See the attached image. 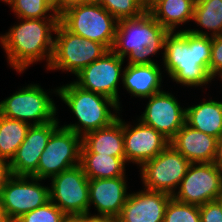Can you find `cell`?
<instances>
[{
	"label": "cell",
	"instance_id": "obj_1",
	"mask_svg": "<svg viewBox=\"0 0 222 222\" xmlns=\"http://www.w3.org/2000/svg\"><path fill=\"white\" fill-rule=\"evenodd\" d=\"M212 37L203 30L185 29L165 37L163 63L176 83L198 87L213 79L209 75Z\"/></svg>",
	"mask_w": 222,
	"mask_h": 222
},
{
	"label": "cell",
	"instance_id": "obj_2",
	"mask_svg": "<svg viewBox=\"0 0 222 222\" xmlns=\"http://www.w3.org/2000/svg\"><path fill=\"white\" fill-rule=\"evenodd\" d=\"M21 23L14 25L0 36V42L7 54L9 64L17 71L23 72L36 61L46 59L47 68L50 65L54 39L59 19H20Z\"/></svg>",
	"mask_w": 222,
	"mask_h": 222
},
{
	"label": "cell",
	"instance_id": "obj_3",
	"mask_svg": "<svg viewBox=\"0 0 222 222\" xmlns=\"http://www.w3.org/2000/svg\"><path fill=\"white\" fill-rule=\"evenodd\" d=\"M168 33L169 31L146 11L138 17L118 21L112 51L123 59L129 55L128 64H157L149 56L164 49Z\"/></svg>",
	"mask_w": 222,
	"mask_h": 222
},
{
	"label": "cell",
	"instance_id": "obj_4",
	"mask_svg": "<svg viewBox=\"0 0 222 222\" xmlns=\"http://www.w3.org/2000/svg\"><path fill=\"white\" fill-rule=\"evenodd\" d=\"M55 92L74 113L78 120L76 124H68L63 127L74 131L80 136L86 133L104 128L112 124L119 117L111 113L109 107L120 111L119 104L106 96L86 91L74 82L55 89Z\"/></svg>",
	"mask_w": 222,
	"mask_h": 222
},
{
	"label": "cell",
	"instance_id": "obj_5",
	"mask_svg": "<svg viewBox=\"0 0 222 222\" xmlns=\"http://www.w3.org/2000/svg\"><path fill=\"white\" fill-rule=\"evenodd\" d=\"M59 22L68 31L112 50L118 21L102 5L71 6L59 14Z\"/></svg>",
	"mask_w": 222,
	"mask_h": 222
},
{
	"label": "cell",
	"instance_id": "obj_6",
	"mask_svg": "<svg viewBox=\"0 0 222 222\" xmlns=\"http://www.w3.org/2000/svg\"><path fill=\"white\" fill-rule=\"evenodd\" d=\"M55 34L53 54L47 70L60 69L76 76L84 67L109 51L103 44L68 31L60 22Z\"/></svg>",
	"mask_w": 222,
	"mask_h": 222
},
{
	"label": "cell",
	"instance_id": "obj_7",
	"mask_svg": "<svg viewBox=\"0 0 222 222\" xmlns=\"http://www.w3.org/2000/svg\"><path fill=\"white\" fill-rule=\"evenodd\" d=\"M82 136L63 126H58L51 134L40 155L38 168L31 175L45 180L62 171L80 164Z\"/></svg>",
	"mask_w": 222,
	"mask_h": 222
},
{
	"label": "cell",
	"instance_id": "obj_8",
	"mask_svg": "<svg viewBox=\"0 0 222 222\" xmlns=\"http://www.w3.org/2000/svg\"><path fill=\"white\" fill-rule=\"evenodd\" d=\"M57 109L50 96L37 84H30L0 102V114L31 125L58 121ZM29 120V121H28Z\"/></svg>",
	"mask_w": 222,
	"mask_h": 222
},
{
	"label": "cell",
	"instance_id": "obj_9",
	"mask_svg": "<svg viewBox=\"0 0 222 222\" xmlns=\"http://www.w3.org/2000/svg\"><path fill=\"white\" fill-rule=\"evenodd\" d=\"M190 164L180 152L169 144L156 157L141 166L144 189L164 192L172 196Z\"/></svg>",
	"mask_w": 222,
	"mask_h": 222
},
{
	"label": "cell",
	"instance_id": "obj_10",
	"mask_svg": "<svg viewBox=\"0 0 222 222\" xmlns=\"http://www.w3.org/2000/svg\"><path fill=\"white\" fill-rule=\"evenodd\" d=\"M40 181L25 175H11L7 180L0 201L11 222L50 201V187L40 185Z\"/></svg>",
	"mask_w": 222,
	"mask_h": 222
},
{
	"label": "cell",
	"instance_id": "obj_11",
	"mask_svg": "<svg viewBox=\"0 0 222 222\" xmlns=\"http://www.w3.org/2000/svg\"><path fill=\"white\" fill-rule=\"evenodd\" d=\"M50 200L66 215H90L89 179L80 164L52 177Z\"/></svg>",
	"mask_w": 222,
	"mask_h": 222
},
{
	"label": "cell",
	"instance_id": "obj_12",
	"mask_svg": "<svg viewBox=\"0 0 222 222\" xmlns=\"http://www.w3.org/2000/svg\"><path fill=\"white\" fill-rule=\"evenodd\" d=\"M172 197L179 202L203 205L216 200L222 188V173L211 163H191Z\"/></svg>",
	"mask_w": 222,
	"mask_h": 222
},
{
	"label": "cell",
	"instance_id": "obj_13",
	"mask_svg": "<svg viewBox=\"0 0 222 222\" xmlns=\"http://www.w3.org/2000/svg\"><path fill=\"white\" fill-rule=\"evenodd\" d=\"M123 58L112 50L106 52L98 60L84 67L76 76L74 83L83 90L94 92L116 101L119 104L118 84L123 77ZM122 72V73H121Z\"/></svg>",
	"mask_w": 222,
	"mask_h": 222
},
{
	"label": "cell",
	"instance_id": "obj_14",
	"mask_svg": "<svg viewBox=\"0 0 222 222\" xmlns=\"http://www.w3.org/2000/svg\"><path fill=\"white\" fill-rule=\"evenodd\" d=\"M147 98L149 103L139 120L171 140L185 124L186 109L181 108L174 95L165 91Z\"/></svg>",
	"mask_w": 222,
	"mask_h": 222
},
{
	"label": "cell",
	"instance_id": "obj_15",
	"mask_svg": "<svg viewBox=\"0 0 222 222\" xmlns=\"http://www.w3.org/2000/svg\"><path fill=\"white\" fill-rule=\"evenodd\" d=\"M138 122L132 128V125L123 121V139L125 161L141 167L162 152L170 144V140L141 120L138 119Z\"/></svg>",
	"mask_w": 222,
	"mask_h": 222
},
{
	"label": "cell",
	"instance_id": "obj_16",
	"mask_svg": "<svg viewBox=\"0 0 222 222\" xmlns=\"http://www.w3.org/2000/svg\"><path fill=\"white\" fill-rule=\"evenodd\" d=\"M58 123L59 121H51L41 125H30L24 141L9 161L12 175L31 176L37 170L40 155Z\"/></svg>",
	"mask_w": 222,
	"mask_h": 222
},
{
	"label": "cell",
	"instance_id": "obj_17",
	"mask_svg": "<svg viewBox=\"0 0 222 222\" xmlns=\"http://www.w3.org/2000/svg\"><path fill=\"white\" fill-rule=\"evenodd\" d=\"M171 195L144 189L129 193L117 219L119 222H163Z\"/></svg>",
	"mask_w": 222,
	"mask_h": 222
},
{
	"label": "cell",
	"instance_id": "obj_18",
	"mask_svg": "<svg viewBox=\"0 0 222 222\" xmlns=\"http://www.w3.org/2000/svg\"><path fill=\"white\" fill-rule=\"evenodd\" d=\"M125 177L89 179V208L98 211L95 217L117 218L128 198Z\"/></svg>",
	"mask_w": 222,
	"mask_h": 222
},
{
	"label": "cell",
	"instance_id": "obj_19",
	"mask_svg": "<svg viewBox=\"0 0 222 222\" xmlns=\"http://www.w3.org/2000/svg\"><path fill=\"white\" fill-rule=\"evenodd\" d=\"M170 145L190 163H211L216 155L217 138L185 123L170 140Z\"/></svg>",
	"mask_w": 222,
	"mask_h": 222
},
{
	"label": "cell",
	"instance_id": "obj_20",
	"mask_svg": "<svg viewBox=\"0 0 222 222\" xmlns=\"http://www.w3.org/2000/svg\"><path fill=\"white\" fill-rule=\"evenodd\" d=\"M81 153L125 157L123 120L119 117L107 127L86 133L82 137Z\"/></svg>",
	"mask_w": 222,
	"mask_h": 222
},
{
	"label": "cell",
	"instance_id": "obj_21",
	"mask_svg": "<svg viewBox=\"0 0 222 222\" xmlns=\"http://www.w3.org/2000/svg\"><path fill=\"white\" fill-rule=\"evenodd\" d=\"M160 67L157 64L132 65L124 68L122 83L125 89L135 97L147 98L160 89L162 82Z\"/></svg>",
	"mask_w": 222,
	"mask_h": 222
},
{
	"label": "cell",
	"instance_id": "obj_22",
	"mask_svg": "<svg viewBox=\"0 0 222 222\" xmlns=\"http://www.w3.org/2000/svg\"><path fill=\"white\" fill-rule=\"evenodd\" d=\"M185 123L190 127L218 138L222 135V102L209 100L185 108Z\"/></svg>",
	"mask_w": 222,
	"mask_h": 222
},
{
	"label": "cell",
	"instance_id": "obj_23",
	"mask_svg": "<svg viewBox=\"0 0 222 222\" xmlns=\"http://www.w3.org/2000/svg\"><path fill=\"white\" fill-rule=\"evenodd\" d=\"M195 3L192 0H160L150 10L152 17L169 32L193 19Z\"/></svg>",
	"mask_w": 222,
	"mask_h": 222
},
{
	"label": "cell",
	"instance_id": "obj_24",
	"mask_svg": "<svg viewBox=\"0 0 222 222\" xmlns=\"http://www.w3.org/2000/svg\"><path fill=\"white\" fill-rule=\"evenodd\" d=\"M125 157L81 153L80 165L88 179L125 177Z\"/></svg>",
	"mask_w": 222,
	"mask_h": 222
},
{
	"label": "cell",
	"instance_id": "obj_25",
	"mask_svg": "<svg viewBox=\"0 0 222 222\" xmlns=\"http://www.w3.org/2000/svg\"><path fill=\"white\" fill-rule=\"evenodd\" d=\"M31 123L0 114V158L11 161L24 141ZM10 159V160H9Z\"/></svg>",
	"mask_w": 222,
	"mask_h": 222
},
{
	"label": "cell",
	"instance_id": "obj_26",
	"mask_svg": "<svg viewBox=\"0 0 222 222\" xmlns=\"http://www.w3.org/2000/svg\"><path fill=\"white\" fill-rule=\"evenodd\" d=\"M197 26L210 30L211 37L222 34V0H201L195 3L193 19Z\"/></svg>",
	"mask_w": 222,
	"mask_h": 222
},
{
	"label": "cell",
	"instance_id": "obj_27",
	"mask_svg": "<svg viewBox=\"0 0 222 222\" xmlns=\"http://www.w3.org/2000/svg\"><path fill=\"white\" fill-rule=\"evenodd\" d=\"M18 19H59L54 4L49 0H6ZM49 11L53 13L48 15Z\"/></svg>",
	"mask_w": 222,
	"mask_h": 222
},
{
	"label": "cell",
	"instance_id": "obj_28",
	"mask_svg": "<svg viewBox=\"0 0 222 222\" xmlns=\"http://www.w3.org/2000/svg\"><path fill=\"white\" fill-rule=\"evenodd\" d=\"M101 5L117 21L135 18L146 12L142 0H102Z\"/></svg>",
	"mask_w": 222,
	"mask_h": 222
},
{
	"label": "cell",
	"instance_id": "obj_29",
	"mask_svg": "<svg viewBox=\"0 0 222 222\" xmlns=\"http://www.w3.org/2000/svg\"><path fill=\"white\" fill-rule=\"evenodd\" d=\"M163 222H201L199 206L169 200Z\"/></svg>",
	"mask_w": 222,
	"mask_h": 222
},
{
	"label": "cell",
	"instance_id": "obj_30",
	"mask_svg": "<svg viewBox=\"0 0 222 222\" xmlns=\"http://www.w3.org/2000/svg\"><path fill=\"white\" fill-rule=\"evenodd\" d=\"M66 214L60 210L51 200L22 215L15 222H62Z\"/></svg>",
	"mask_w": 222,
	"mask_h": 222
},
{
	"label": "cell",
	"instance_id": "obj_31",
	"mask_svg": "<svg viewBox=\"0 0 222 222\" xmlns=\"http://www.w3.org/2000/svg\"><path fill=\"white\" fill-rule=\"evenodd\" d=\"M222 73V34L212 37L209 75L214 79ZM217 74V75H216Z\"/></svg>",
	"mask_w": 222,
	"mask_h": 222
},
{
	"label": "cell",
	"instance_id": "obj_32",
	"mask_svg": "<svg viewBox=\"0 0 222 222\" xmlns=\"http://www.w3.org/2000/svg\"><path fill=\"white\" fill-rule=\"evenodd\" d=\"M201 222H222V208L214 200L199 206Z\"/></svg>",
	"mask_w": 222,
	"mask_h": 222
},
{
	"label": "cell",
	"instance_id": "obj_33",
	"mask_svg": "<svg viewBox=\"0 0 222 222\" xmlns=\"http://www.w3.org/2000/svg\"><path fill=\"white\" fill-rule=\"evenodd\" d=\"M10 164L8 160L0 159V198L2 190L11 176Z\"/></svg>",
	"mask_w": 222,
	"mask_h": 222
},
{
	"label": "cell",
	"instance_id": "obj_34",
	"mask_svg": "<svg viewBox=\"0 0 222 222\" xmlns=\"http://www.w3.org/2000/svg\"><path fill=\"white\" fill-rule=\"evenodd\" d=\"M78 4H83V0H57L54 4V8L57 14H60L67 8Z\"/></svg>",
	"mask_w": 222,
	"mask_h": 222
},
{
	"label": "cell",
	"instance_id": "obj_35",
	"mask_svg": "<svg viewBox=\"0 0 222 222\" xmlns=\"http://www.w3.org/2000/svg\"><path fill=\"white\" fill-rule=\"evenodd\" d=\"M213 163L222 173V135L217 138L216 155Z\"/></svg>",
	"mask_w": 222,
	"mask_h": 222
},
{
	"label": "cell",
	"instance_id": "obj_36",
	"mask_svg": "<svg viewBox=\"0 0 222 222\" xmlns=\"http://www.w3.org/2000/svg\"><path fill=\"white\" fill-rule=\"evenodd\" d=\"M62 222H91L89 214L66 215Z\"/></svg>",
	"mask_w": 222,
	"mask_h": 222
},
{
	"label": "cell",
	"instance_id": "obj_37",
	"mask_svg": "<svg viewBox=\"0 0 222 222\" xmlns=\"http://www.w3.org/2000/svg\"><path fill=\"white\" fill-rule=\"evenodd\" d=\"M91 222H119L117 218L91 216Z\"/></svg>",
	"mask_w": 222,
	"mask_h": 222
},
{
	"label": "cell",
	"instance_id": "obj_38",
	"mask_svg": "<svg viewBox=\"0 0 222 222\" xmlns=\"http://www.w3.org/2000/svg\"><path fill=\"white\" fill-rule=\"evenodd\" d=\"M159 1L160 0H142L146 11H149Z\"/></svg>",
	"mask_w": 222,
	"mask_h": 222
},
{
	"label": "cell",
	"instance_id": "obj_39",
	"mask_svg": "<svg viewBox=\"0 0 222 222\" xmlns=\"http://www.w3.org/2000/svg\"><path fill=\"white\" fill-rule=\"evenodd\" d=\"M0 222H11L6 215L5 209L2 207L1 201H0Z\"/></svg>",
	"mask_w": 222,
	"mask_h": 222
},
{
	"label": "cell",
	"instance_id": "obj_40",
	"mask_svg": "<svg viewBox=\"0 0 222 222\" xmlns=\"http://www.w3.org/2000/svg\"><path fill=\"white\" fill-rule=\"evenodd\" d=\"M102 0H83V4L101 5Z\"/></svg>",
	"mask_w": 222,
	"mask_h": 222
},
{
	"label": "cell",
	"instance_id": "obj_41",
	"mask_svg": "<svg viewBox=\"0 0 222 222\" xmlns=\"http://www.w3.org/2000/svg\"><path fill=\"white\" fill-rule=\"evenodd\" d=\"M219 205L220 207L222 208V188H221V191L217 194V197H216V200H215Z\"/></svg>",
	"mask_w": 222,
	"mask_h": 222
},
{
	"label": "cell",
	"instance_id": "obj_42",
	"mask_svg": "<svg viewBox=\"0 0 222 222\" xmlns=\"http://www.w3.org/2000/svg\"><path fill=\"white\" fill-rule=\"evenodd\" d=\"M49 1H51L53 4L57 2V0H49Z\"/></svg>",
	"mask_w": 222,
	"mask_h": 222
},
{
	"label": "cell",
	"instance_id": "obj_43",
	"mask_svg": "<svg viewBox=\"0 0 222 222\" xmlns=\"http://www.w3.org/2000/svg\"><path fill=\"white\" fill-rule=\"evenodd\" d=\"M194 3H197V2H199V1H201V0H192Z\"/></svg>",
	"mask_w": 222,
	"mask_h": 222
}]
</instances>
